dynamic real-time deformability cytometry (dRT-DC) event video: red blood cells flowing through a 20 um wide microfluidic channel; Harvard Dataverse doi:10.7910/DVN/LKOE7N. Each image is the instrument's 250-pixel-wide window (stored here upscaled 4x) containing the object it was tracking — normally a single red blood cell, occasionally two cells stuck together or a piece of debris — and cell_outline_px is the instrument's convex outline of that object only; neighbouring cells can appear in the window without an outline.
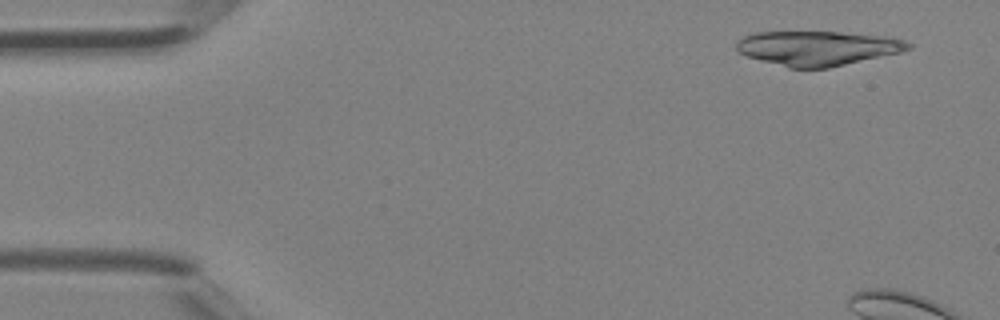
{"species": "Egyptian fruit bat (a non-hibernating species)", "species_latin": "Rousettus aegyptiacus", "temperature_condition": "room temperature", "stored_images_in_passage": 7, "camera_frame_rate_fps": 3000, "um_per_image_px": 0.085, "animal": {"sex": "female"}, "frame": {"image": 1, "passage_image": 3, "time_ms": 0.667, "image_size_px": [1000, 320], "cell_outline_px": [[912, 48], [900, 52], [828, 68], [788, 68], [760, 60], [748, 56], [740, 52], [736, 48], [736, 44], [744, 36], [752, 32], [840, 32], [884, 36], [904, 40], [912, 44]], "centroid_in_image_um": [69.49, 4.09], "position_along_channel_um": 15.5, "area_um2": 34.39}}